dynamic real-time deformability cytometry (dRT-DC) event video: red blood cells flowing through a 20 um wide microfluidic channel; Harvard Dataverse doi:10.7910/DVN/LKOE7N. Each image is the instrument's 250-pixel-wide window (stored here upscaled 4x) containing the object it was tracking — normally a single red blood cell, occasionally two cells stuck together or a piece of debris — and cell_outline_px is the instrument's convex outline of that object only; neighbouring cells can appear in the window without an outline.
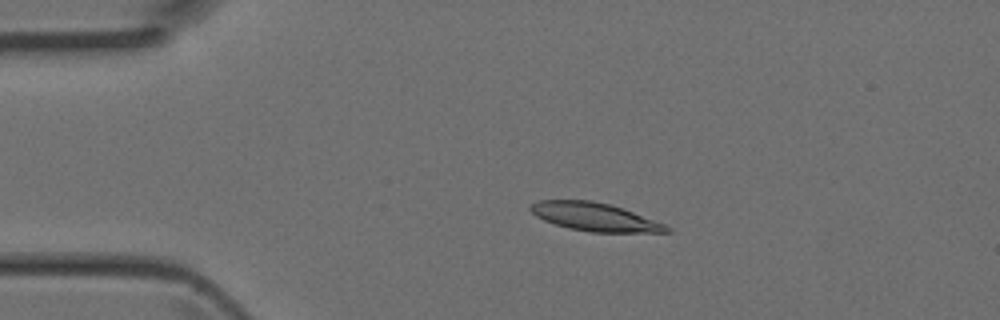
{"species": "Egyptian fruit bat (a non-hibernating species)", "species_latin": "Rousettus aegyptiacus", "temperature_condition": "room temperature", "stored_images_in_passage": 4, "camera_frame_rate_fps": 3000, "um_per_image_px": 0.085, "animal": {"sex": "female"}, "frame": {"image": 1, "passage_image": 3, "time_ms": 0.667, "image_size_px": [1000, 320], "cell_outline_px": [[672, 232], [588, 232], [568, 228], [544, 220], [536, 216], [528, 208], [532, 204], [540, 200], [592, 200], [612, 204], [664, 224], [672, 228]], "centroid_in_image_um": [50.55, 18.43], "position_along_channel_um": 34.4, "area_um2": 22.31}}